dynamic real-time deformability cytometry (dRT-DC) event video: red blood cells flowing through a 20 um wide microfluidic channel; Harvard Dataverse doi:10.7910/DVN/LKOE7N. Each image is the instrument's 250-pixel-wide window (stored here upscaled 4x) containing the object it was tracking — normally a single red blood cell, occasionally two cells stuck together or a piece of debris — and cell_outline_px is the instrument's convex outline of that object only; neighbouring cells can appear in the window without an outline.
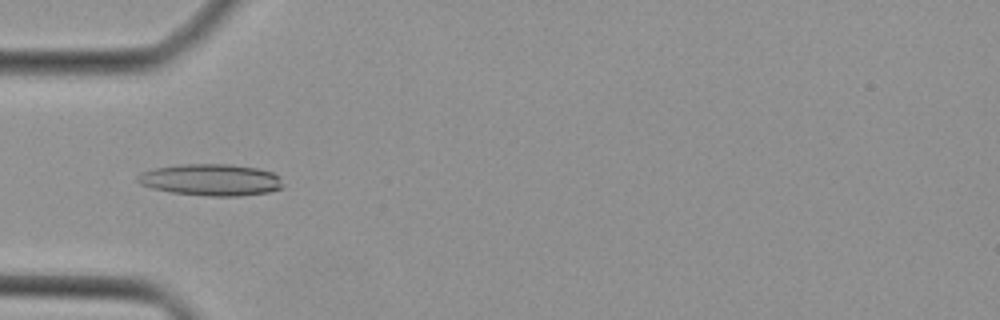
{"species": "Egyptian fruit bat (a non-hibernating species)", "species_latin": "Rousettus aegyptiacus", "temperature_condition": "cold", "stored_images_in_passage": 33, "camera_frame_rate_fps": 3000, "um_per_image_px": 0.085, "animal": {"sex": "female"}, "frame": {"image": 1, "passage_image": 3, "time_ms": 0.667, "image_size_px": [1000, 320], "cell_outline_px": [[284, 184], [280, 188], [268, 192], [240, 196], [208, 196], [172, 192], [152, 188], [140, 184], [136, 180], [136, 176], [140, 172], [156, 168], [180, 164], [228, 164], [256, 168], [272, 172], [280, 176]], "centroid_in_image_um": [17.92, 15.28], "position_along_channel_um": 67.1, "area_um2": 26.88}}
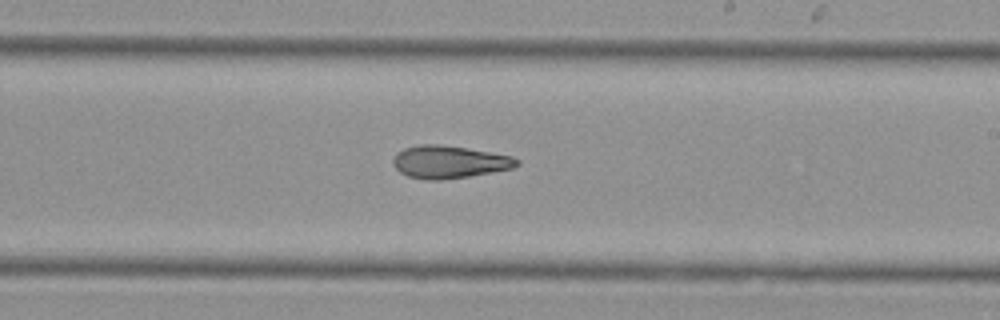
{"frame": {"image": 2, "passage_image": 15, "time_ms": 4.667, "image_size_px": [1000, 320], "cell_outline_px": [[520, 164], [512, 168], [468, 176], [440, 180], [424, 180], [408, 176], [400, 172], [392, 164], [392, 160], [396, 152], [404, 148], [420, 144], [436, 144], [492, 152], [512, 156], [520, 160]], "centroid_in_image_um": [38.15, 13.76], "position_along_channel_um": 250.8, "area_um2": 23.47}}
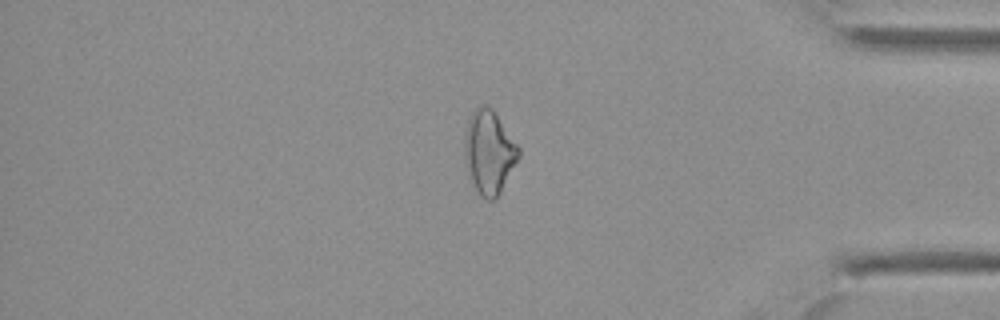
{"frame": {"image": 3, "passage_image": 26, "time_ms": 8.333, "image_size_px": [1000, 320], "cell_outline_px": [[520, 156], [500, 192], [492, 200], [484, 200], [480, 196], [468, 172], [464, 160], [464, 132], [468, 120], [472, 112], [480, 104], [484, 104], [492, 108], [520, 148]], "centroid_in_image_um": [41.55, 12.9], "position_along_channel_um": 393.6, "area_um2": 26.24}}